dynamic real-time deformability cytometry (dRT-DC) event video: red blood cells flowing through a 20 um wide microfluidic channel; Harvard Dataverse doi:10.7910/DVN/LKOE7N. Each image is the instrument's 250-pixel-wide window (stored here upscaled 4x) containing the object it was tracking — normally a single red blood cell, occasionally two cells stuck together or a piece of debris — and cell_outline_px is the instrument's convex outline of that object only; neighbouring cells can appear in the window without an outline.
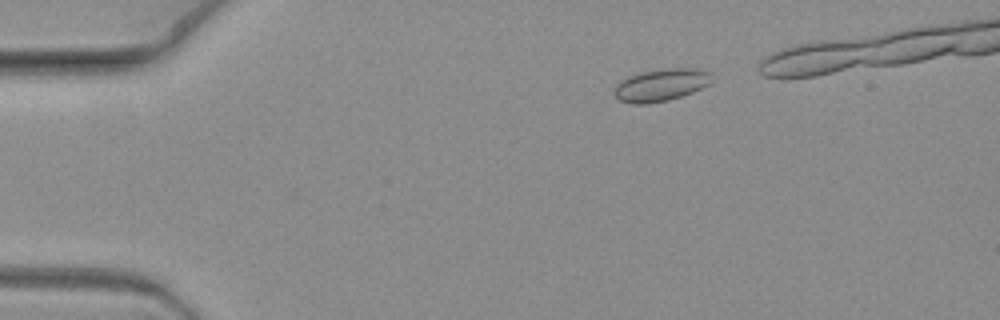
{"species": "common noctule bat (a hibernating species)", "species_latin": "Nyctalus noctula", "temperature_condition": "warm", "stored_images_in_passage": 5, "camera_frame_rate_fps": 3000, "um_per_image_px": 0.085, "animal": {"sex": "female", "body_mass_g": 19.3, "forearm_length_mm": 54.1}, "frame": {"image": 1, "passage_image": 2, "time_ms": 0.333, "image_size_px": [1000, 320], "cell_outline_px": [[708, 84], [692, 92], [668, 100], [644, 104], [632, 104], [620, 100], [612, 92], [616, 84], [620, 80], [628, 76], [640, 72], [668, 68], [696, 68], [708, 72]], "centroid_in_image_um": [56.08, 7.22], "position_along_channel_um": 28.9, "area_um2": 18.09}}